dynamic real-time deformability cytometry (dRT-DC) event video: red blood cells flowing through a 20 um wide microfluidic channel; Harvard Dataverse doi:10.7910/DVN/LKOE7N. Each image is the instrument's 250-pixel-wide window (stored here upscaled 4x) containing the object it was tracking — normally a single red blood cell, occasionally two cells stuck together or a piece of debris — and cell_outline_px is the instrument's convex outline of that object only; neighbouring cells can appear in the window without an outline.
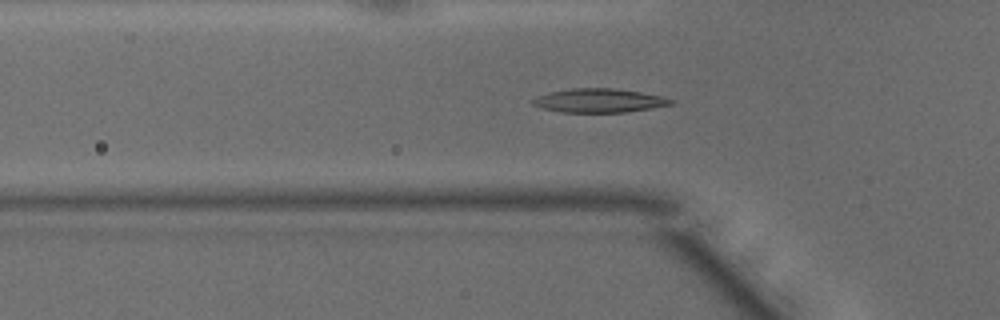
{"species": "common noctule bat (a hibernating species)", "species_latin": "Nyctalus noctula", "temperature_condition": "warm", "stored_images_in_passage": 38, "camera_frame_rate_fps": 3000, "um_per_image_px": 0.085, "animal": {"sex": "male", "body_mass_g": 15.6}, "frame": {"image": 1, "passage_image": 8, "time_ms": 2.333, "image_size_px": [1000, 320], "cell_outline_px": [[676, 100], [672, 104], [628, 112], [560, 112], [540, 108], [532, 104], [528, 100], [536, 96], [548, 92], [572, 88], [612, 88], [640, 92], [664, 96]], "centroid_in_image_um": [50.87, 8.54], "position_along_channel_um": 74.9, "area_um2": 19.42}}
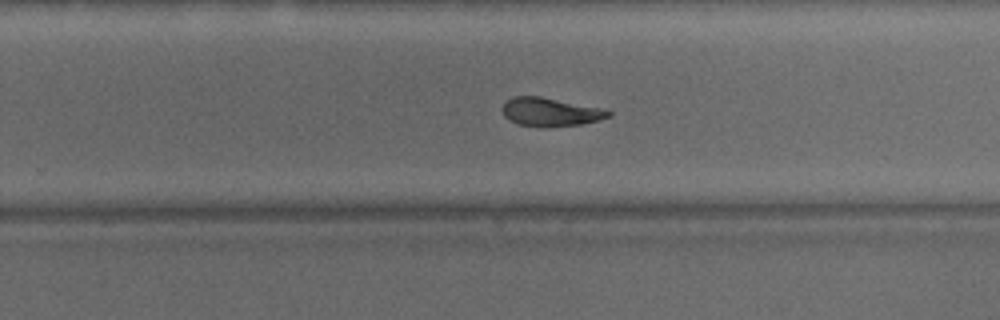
{"frame": {"image": 2, "passage_image": 23, "time_ms": 7.333, "image_size_px": [1000, 320], "cell_outline_px": [[612, 116], [600, 120], [580, 124], [548, 128], [544, 128], [516, 124], [508, 120], [504, 116], [500, 108], [504, 100], [512, 96], [540, 96], [600, 108], [612, 112]], "centroid_in_image_um": [46.7, 9.53], "position_along_channel_um": 283.1, "area_um2": 18.03}}
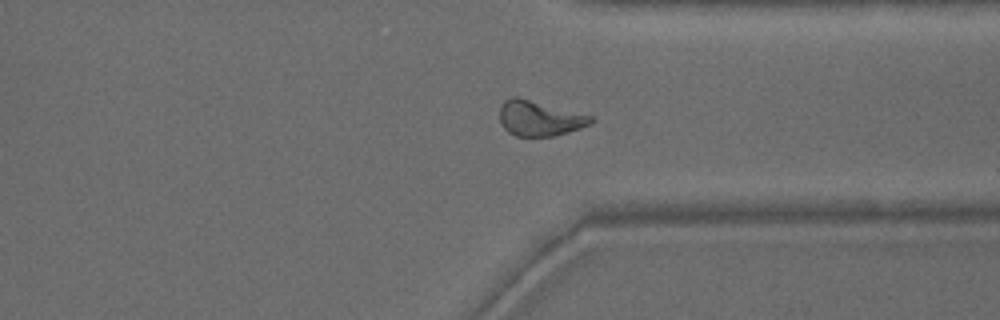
{"frame": {"image": 3, "passage_image": 29, "time_ms": 9.333, "image_size_px": [1000, 320], "cell_outline_px": [[596, 120], [592, 124], [568, 132], [552, 136], [516, 136], [508, 132], [504, 128], [500, 120], [500, 104], [504, 100], [512, 96], [520, 96], [592, 116]], "centroid_in_image_um": [45.85, 10.03], "position_along_channel_um": 365.5, "area_um2": 18.96}, "authors_computed_cell_mechanics": {"area_um2": 18.5249, "velocity_mm_per_s": 4.1474, "shape_relaxation_time_tau1_ms": 5.1842, "shape_relaxation_time_tau2_ms": 5.623, "deformation_change_tau1": 0.1839, "deformation_change_tau2": 0.1232}}